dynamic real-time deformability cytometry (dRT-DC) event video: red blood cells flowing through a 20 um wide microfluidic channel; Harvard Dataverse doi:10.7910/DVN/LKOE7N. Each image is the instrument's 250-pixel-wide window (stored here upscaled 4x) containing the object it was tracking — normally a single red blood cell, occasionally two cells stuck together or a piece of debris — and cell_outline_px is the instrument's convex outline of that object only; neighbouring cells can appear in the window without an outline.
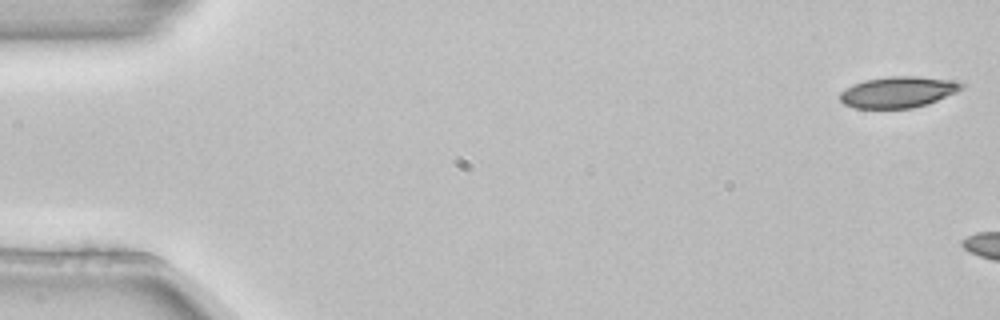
{"species": "common noctule bat (a hibernating species)", "species_latin": "Nyctalus noctula", "temperature_condition": "room temperature", "stored_images_in_passage": 3, "camera_frame_rate_fps": 3000, "um_per_image_px": 0.085, "animal": {"sex": "female", "body_mass_g": 22.7, "forearm_length_mm": 54.2}, "frame": {"image": 1, "passage_image": 1, "time_ms": 0.0, "image_size_px": [1000, 320], "cell_outline_px": [[968, 84], [964, 88], [956, 92], [928, 104], [912, 108], [856, 108], [844, 104], [840, 100], [840, 92], [852, 84], [864, 80], [888, 76], [916, 76], [952, 80]], "centroid_in_image_um": [76.36, 7.82], "position_along_channel_um": 8.6, "area_um2": 22.2}}